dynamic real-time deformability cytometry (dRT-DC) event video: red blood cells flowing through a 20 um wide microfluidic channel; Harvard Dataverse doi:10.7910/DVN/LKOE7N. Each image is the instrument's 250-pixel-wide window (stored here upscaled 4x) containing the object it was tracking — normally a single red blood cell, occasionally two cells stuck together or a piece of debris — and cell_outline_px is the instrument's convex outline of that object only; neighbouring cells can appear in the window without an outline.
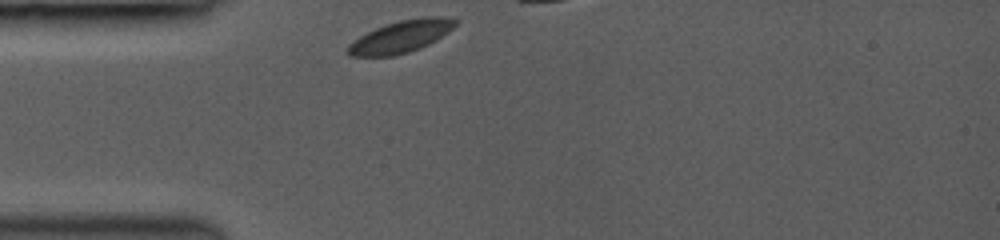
{"species": "common noctule bat (a hibernating species)", "species_latin": "Nyctalus noctula", "temperature_condition": "room temperature", "stored_images_in_passage": 18, "camera_frame_rate_fps": 3000, "um_per_image_px": 0.085, "animal": {"sex": "female", "body_mass_g": 19.0, "forearm_length_mm": 53.3}, "frame": {"image": 1, "passage_image": 1, "time_ms": 0.0, "image_size_px": [1000, 240], "cell_outline_px": [[460, 20], [448, 32], [436, 40], [420, 48], [408, 52], [392, 56], [348, 56], [344, 52], [348, 44], [360, 36], [384, 24], [400, 20], [424, 16], [440, 16]], "centroid_in_image_um": [34.06, 3.11], "position_along_channel_um": 50.9, "area_um2": 20.23}}
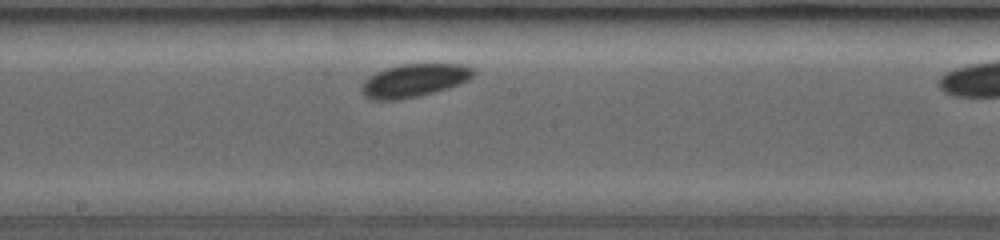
{"frame": {"image": 2, "passage_image": 8, "time_ms": 4.333, "image_size_px": [1000, 240], "cell_outline_px": [[476, 72], [468, 80], [460, 84], [448, 88], [400, 100], [372, 100], [364, 96], [360, 88], [364, 80], [368, 76], [376, 72], [400, 64], [464, 64], [472, 68]], "centroid_in_image_um": [35.18, 6.84], "position_along_channel_um": 213.0, "area_um2": 21.56}}
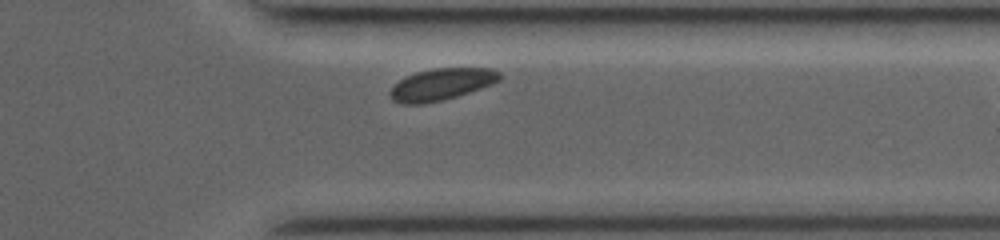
{"frame": {"image": 3, "passage_image": 16, "time_ms": 8.333, "image_size_px": [1000, 240], "cell_outline_px": [[504, 76], [500, 80], [492, 84], [456, 96], [424, 104], [400, 104], [392, 100], [388, 92], [400, 80], [416, 72], [432, 68], [492, 68], [500, 72]], "centroid_in_image_um": [37.54, 7.16], "position_along_channel_um": 373.9, "area_um2": 20.23}}